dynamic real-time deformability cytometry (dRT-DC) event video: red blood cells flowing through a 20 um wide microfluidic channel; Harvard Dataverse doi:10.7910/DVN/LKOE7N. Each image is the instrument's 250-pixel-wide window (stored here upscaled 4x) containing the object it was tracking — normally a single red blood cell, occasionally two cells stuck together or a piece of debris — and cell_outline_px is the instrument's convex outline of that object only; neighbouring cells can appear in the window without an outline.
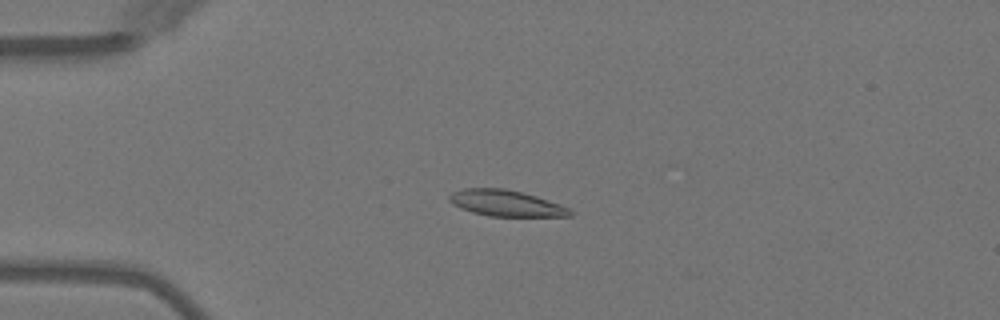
{"species": "Egyptian fruit bat (a non-hibernating species)", "species_latin": "Rousettus aegyptiacus", "temperature_condition": "warm", "stored_images_in_passage": 5, "camera_frame_rate_fps": 3000, "um_per_image_px": 0.085, "animal": {"sex": "female"}, "frame": {"image": 1, "passage_image": 4, "time_ms": 3.667, "image_size_px": [1000, 320], "cell_outline_px": [[572, 216], [488, 216], [472, 212], [460, 208], [452, 204], [448, 200], [448, 196], [452, 192], [464, 188], [504, 188], [536, 196], [560, 204], [568, 208], [572, 212]], "centroid_in_image_um": [42.96, 17.27], "position_along_channel_um": 42.0, "area_um2": 18.32}}